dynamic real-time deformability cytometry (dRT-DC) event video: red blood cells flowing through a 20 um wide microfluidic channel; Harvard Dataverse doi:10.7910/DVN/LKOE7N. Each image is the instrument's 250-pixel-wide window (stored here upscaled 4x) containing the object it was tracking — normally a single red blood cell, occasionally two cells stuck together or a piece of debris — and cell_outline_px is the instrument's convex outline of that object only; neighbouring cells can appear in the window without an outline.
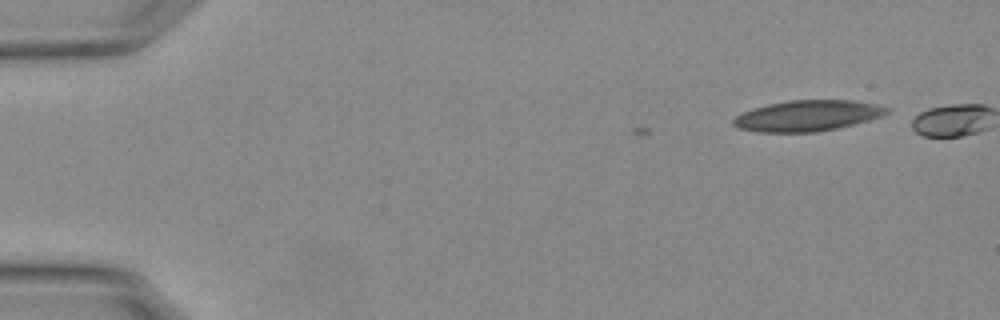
{"species": "Egyptian fruit bat (a non-hibernating species)", "species_latin": "Rousettus aegyptiacus", "temperature_condition": "warm", "stored_images_in_passage": 2, "camera_frame_rate_fps": 3000, "um_per_image_px": 0.085, "animal": {"sex": "female"}, "frame": {"image": 1, "passage_image": 2, "time_ms": 0.333, "image_size_px": [1000, 320], "cell_outline_px": [[892, 112], [868, 120], [836, 128], [816, 132], [756, 132], [740, 128], [732, 124], [732, 120], [736, 116], [744, 112], [768, 104], [788, 100], [848, 100], [876, 104], [892, 108]], "centroid_in_image_um": [68.66, 9.83], "position_along_channel_um": 16.3, "area_um2": 27.4}}